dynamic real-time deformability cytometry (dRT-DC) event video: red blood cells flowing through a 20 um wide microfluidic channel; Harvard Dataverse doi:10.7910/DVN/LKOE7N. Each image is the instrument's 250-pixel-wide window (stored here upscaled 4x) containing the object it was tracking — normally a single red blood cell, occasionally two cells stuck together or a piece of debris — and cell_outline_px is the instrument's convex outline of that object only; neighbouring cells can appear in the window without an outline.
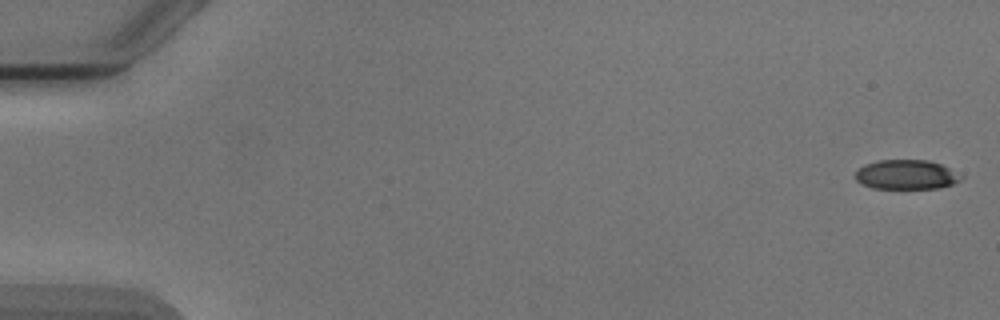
{"species": "Egyptian fruit bat (a non-hibernating species)", "species_latin": "Rousettus aegyptiacus", "temperature_condition": "cold", "stored_images_in_passage": 9, "camera_frame_rate_fps": 3000, "um_per_image_px": 0.085, "animal": {"sex": "male"}, "frame": {"image": 1, "passage_image": 1, "time_ms": 0.0, "image_size_px": [1000, 320], "cell_outline_px": [[964, 176], [960, 180], [952, 184], [936, 188], [872, 188], [860, 184], [856, 180], [856, 172], [864, 164], [880, 160], [928, 160], [940, 164]], "centroid_in_image_um": [77.01, 14.84], "position_along_channel_um": 8.0, "area_um2": 18.03}}
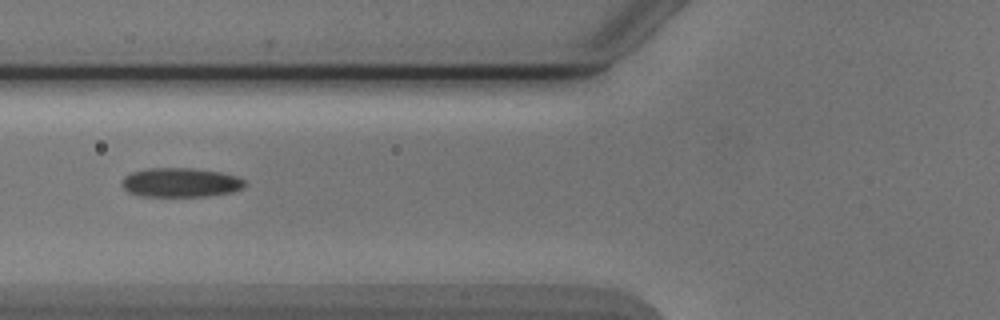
{"frame": {"image": 2, "passage_image": 6, "time_ms": 6.667, "image_size_px": [1000, 320], "cell_outline_px": [[248, 184], [244, 188], [232, 192], [208, 196], [140, 196], [128, 192], [120, 184], [120, 180], [124, 176], [132, 172], [144, 168], [192, 168], [220, 172], [236, 176], [244, 180]], "centroid_in_image_um": [15.33, 15.51], "position_along_channel_um": 110.5, "area_um2": 21.21}}
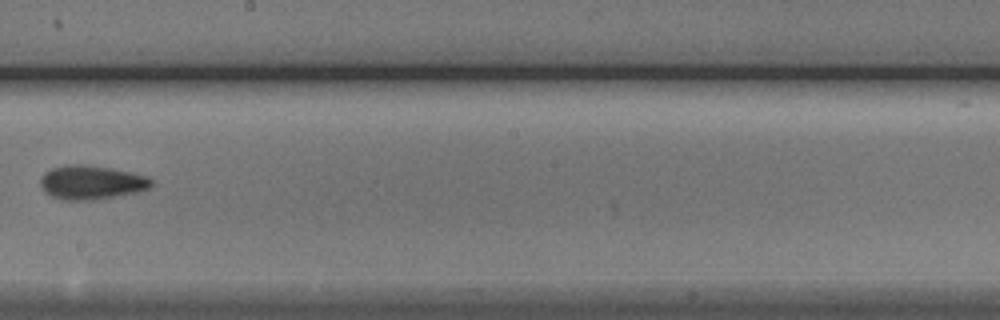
{"frame": {"image": 3, "passage_image": 9, "time_ms": 10.0, "image_size_px": [1000, 320], "cell_outline_px": [[152, 184], [148, 188], [140, 192], [92, 200], [60, 200], [44, 192], [40, 184], [40, 176], [44, 172], [52, 168], [64, 164], [88, 164], [112, 168], [132, 172], [148, 176], [152, 180]], "centroid_in_image_um": [7.75, 15.49], "position_along_channel_um": 240.5, "area_um2": 22.37}}